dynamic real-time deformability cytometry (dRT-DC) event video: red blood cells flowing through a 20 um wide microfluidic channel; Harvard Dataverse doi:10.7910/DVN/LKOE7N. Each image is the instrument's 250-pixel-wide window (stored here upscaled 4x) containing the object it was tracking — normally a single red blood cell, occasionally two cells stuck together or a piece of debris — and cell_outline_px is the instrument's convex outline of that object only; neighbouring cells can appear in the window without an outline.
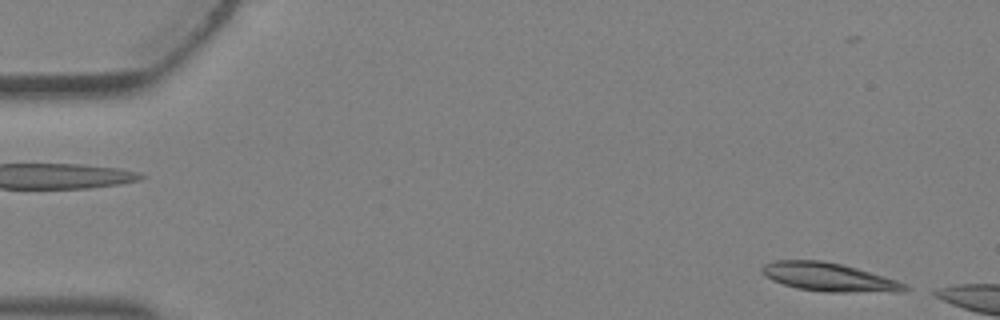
{"species": "Egyptian fruit bat (a non-hibernating species)", "species_latin": "Rousettus aegyptiacus", "temperature_condition": "warm", "stored_images_in_passage": 5, "camera_frame_rate_fps": 3000, "um_per_image_px": 0.085, "animal": {"sex": "female"}, "frame": {"image": 1, "passage_image": 5, "time_ms": 1.333, "image_size_px": [1000, 320], "cell_outline_px": [[912, 288], [904, 292], [828, 292], [796, 288], [772, 280], [764, 276], [760, 272], [760, 268], [764, 264], [776, 260], [824, 260], [844, 264], [884, 276], [908, 284]], "centroid_in_image_um": [70.49, 23.55], "position_along_channel_um": 14.5, "area_um2": 24.1}}